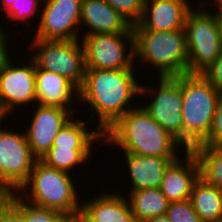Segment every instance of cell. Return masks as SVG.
<instances>
[{
    "label": "cell",
    "instance_id": "cell-24",
    "mask_svg": "<svg viewBox=\"0 0 222 222\" xmlns=\"http://www.w3.org/2000/svg\"><path fill=\"white\" fill-rule=\"evenodd\" d=\"M93 148H59L51 147L40 159L46 165L60 171L71 173L77 166L86 163L91 158Z\"/></svg>",
    "mask_w": 222,
    "mask_h": 222
},
{
    "label": "cell",
    "instance_id": "cell-6",
    "mask_svg": "<svg viewBox=\"0 0 222 222\" xmlns=\"http://www.w3.org/2000/svg\"><path fill=\"white\" fill-rule=\"evenodd\" d=\"M208 7L213 6L211 4L198 6L194 10L192 8L185 19L189 74H201L222 53L218 11L210 10Z\"/></svg>",
    "mask_w": 222,
    "mask_h": 222
},
{
    "label": "cell",
    "instance_id": "cell-29",
    "mask_svg": "<svg viewBox=\"0 0 222 222\" xmlns=\"http://www.w3.org/2000/svg\"><path fill=\"white\" fill-rule=\"evenodd\" d=\"M166 216L171 222H201L190 199L170 202Z\"/></svg>",
    "mask_w": 222,
    "mask_h": 222
},
{
    "label": "cell",
    "instance_id": "cell-23",
    "mask_svg": "<svg viewBox=\"0 0 222 222\" xmlns=\"http://www.w3.org/2000/svg\"><path fill=\"white\" fill-rule=\"evenodd\" d=\"M190 151L197 160L199 178L222 191V153L206 146H195Z\"/></svg>",
    "mask_w": 222,
    "mask_h": 222
},
{
    "label": "cell",
    "instance_id": "cell-38",
    "mask_svg": "<svg viewBox=\"0 0 222 222\" xmlns=\"http://www.w3.org/2000/svg\"><path fill=\"white\" fill-rule=\"evenodd\" d=\"M4 120H7V119H4V118L2 117V115L0 114V123L3 122Z\"/></svg>",
    "mask_w": 222,
    "mask_h": 222
},
{
    "label": "cell",
    "instance_id": "cell-19",
    "mask_svg": "<svg viewBox=\"0 0 222 222\" xmlns=\"http://www.w3.org/2000/svg\"><path fill=\"white\" fill-rule=\"evenodd\" d=\"M35 76L37 104L73 109L72 104L78 99V89L69 80L58 73L39 69L36 65Z\"/></svg>",
    "mask_w": 222,
    "mask_h": 222
},
{
    "label": "cell",
    "instance_id": "cell-32",
    "mask_svg": "<svg viewBox=\"0 0 222 222\" xmlns=\"http://www.w3.org/2000/svg\"><path fill=\"white\" fill-rule=\"evenodd\" d=\"M1 24V21H0ZM7 32L5 31V27L0 25V61L6 60L10 55V46L8 45L9 39L7 37ZM9 47V49H8ZM9 52V53H8Z\"/></svg>",
    "mask_w": 222,
    "mask_h": 222
},
{
    "label": "cell",
    "instance_id": "cell-4",
    "mask_svg": "<svg viewBox=\"0 0 222 222\" xmlns=\"http://www.w3.org/2000/svg\"><path fill=\"white\" fill-rule=\"evenodd\" d=\"M134 62L149 64L159 77L187 73L188 49L185 29L151 31L133 29ZM143 61V63H142Z\"/></svg>",
    "mask_w": 222,
    "mask_h": 222
},
{
    "label": "cell",
    "instance_id": "cell-11",
    "mask_svg": "<svg viewBox=\"0 0 222 222\" xmlns=\"http://www.w3.org/2000/svg\"><path fill=\"white\" fill-rule=\"evenodd\" d=\"M27 60L26 65H20L9 56L0 63V114L3 118L14 115L17 107L37 104L35 62L31 57Z\"/></svg>",
    "mask_w": 222,
    "mask_h": 222
},
{
    "label": "cell",
    "instance_id": "cell-27",
    "mask_svg": "<svg viewBox=\"0 0 222 222\" xmlns=\"http://www.w3.org/2000/svg\"><path fill=\"white\" fill-rule=\"evenodd\" d=\"M24 219L25 222H75L57 210L37 207L26 201H24Z\"/></svg>",
    "mask_w": 222,
    "mask_h": 222
},
{
    "label": "cell",
    "instance_id": "cell-15",
    "mask_svg": "<svg viewBox=\"0 0 222 222\" xmlns=\"http://www.w3.org/2000/svg\"><path fill=\"white\" fill-rule=\"evenodd\" d=\"M80 25L85 35L133 33L132 25L104 0H82ZM88 27V28H86Z\"/></svg>",
    "mask_w": 222,
    "mask_h": 222
},
{
    "label": "cell",
    "instance_id": "cell-18",
    "mask_svg": "<svg viewBox=\"0 0 222 222\" xmlns=\"http://www.w3.org/2000/svg\"><path fill=\"white\" fill-rule=\"evenodd\" d=\"M131 180L129 192L144 188H160L168 166L180 157L143 156L122 152Z\"/></svg>",
    "mask_w": 222,
    "mask_h": 222
},
{
    "label": "cell",
    "instance_id": "cell-12",
    "mask_svg": "<svg viewBox=\"0 0 222 222\" xmlns=\"http://www.w3.org/2000/svg\"><path fill=\"white\" fill-rule=\"evenodd\" d=\"M81 2L82 0H43L40 15H37L40 20L32 39H80Z\"/></svg>",
    "mask_w": 222,
    "mask_h": 222
},
{
    "label": "cell",
    "instance_id": "cell-9",
    "mask_svg": "<svg viewBox=\"0 0 222 222\" xmlns=\"http://www.w3.org/2000/svg\"><path fill=\"white\" fill-rule=\"evenodd\" d=\"M2 122L0 123V126ZM0 127V193H17L28 181L37 160L30 149L26 133ZM21 131V132H19Z\"/></svg>",
    "mask_w": 222,
    "mask_h": 222
},
{
    "label": "cell",
    "instance_id": "cell-22",
    "mask_svg": "<svg viewBox=\"0 0 222 222\" xmlns=\"http://www.w3.org/2000/svg\"><path fill=\"white\" fill-rule=\"evenodd\" d=\"M190 201L201 222L222 220V191L217 187L198 178L193 184Z\"/></svg>",
    "mask_w": 222,
    "mask_h": 222
},
{
    "label": "cell",
    "instance_id": "cell-16",
    "mask_svg": "<svg viewBox=\"0 0 222 222\" xmlns=\"http://www.w3.org/2000/svg\"><path fill=\"white\" fill-rule=\"evenodd\" d=\"M114 192H103L91 200L86 199V202L81 200V213L77 222H135L128 198Z\"/></svg>",
    "mask_w": 222,
    "mask_h": 222
},
{
    "label": "cell",
    "instance_id": "cell-30",
    "mask_svg": "<svg viewBox=\"0 0 222 222\" xmlns=\"http://www.w3.org/2000/svg\"><path fill=\"white\" fill-rule=\"evenodd\" d=\"M220 144H222V96L217 103L211 131L207 138L197 146L217 148Z\"/></svg>",
    "mask_w": 222,
    "mask_h": 222
},
{
    "label": "cell",
    "instance_id": "cell-31",
    "mask_svg": "<svg viewBox=\"0 0 222 222\" xmlns=\"http://www.w3.org/2000/svg\"><path fill=\"white\" fill-rule=\"evenodd\" d=\"M201 75L222 92V53Z\"/></svg>",
    "mask_w": 222,
    "mask_h": 222
},
{
    "label": "cell",
    "instance_id": "cell-8",
    "mask_svg": "<svg viewBox=\"0 0 222 222\" xmlns=\"http://www.w3.org/2000/svg\"><path fill=\"white\" fill-rule=\"evenodd\" d=\"M158 79L159 86L156 85L154 88L149 87L148 84L147 86L141 84L139 97L141 95L147 99L151 97V101L149 100L146 105L144 103L142 107L159 125L183 145L182 75L159 77Z\"/></svg>",
    "mask_w": 222,
    "mask_h": 222
},
{
    "label": "cell",
    "instance_id": "cell-36",
    "mask_svg": "<svg viewBox=\"0 0 222 222\" xmlns=\"http://www.w3.org/2000/svg\"><path fill=\"white\" fill-rule=\"evenodd\" d=\"M216 5V10L222 12V0H218L213 6Z\"/></svg>",
    "mask_w": 222,
    "mask_h": 222
},
{
    "label": "cell",
    "instance_id": "cell-14",
    "mask_svg": "<svg viewBox=\"0 0 222 222\" xmlns=\"http://www.w3.org/2000/svg\"><path fill=\"white\" fill-rule=\"evenodd\" d=\"M189 5L188 0H145L141 19L132 26V29H184L187 13L192 9Z\"/></svg>",
    "mask_w": 222,
    "mask_h": 222
},
{
    "label": "cell",
    "instance_id": "cell-21",
    "mask_svg": "<svg viewBox=\"0 0 222 222\" xmlns=\"http://www.w3.org/2000/svg\"><path fill=\"white\" fill-rule=\"evenodd\" d=\"M128 194L135 222H147L154 217L166 215L170 202L160 188H144Z\"/></svg>",
    "mask_w": 222,
    "mask_h": 222
},
{
    "label": "cell",
    "instance_id": "cell-35",
    "mask_svg": "<svg viewBox=\"0 0 222 222\" xmlns=\"http://www.w3.org/2000/svg\"><path fill=\"white\" fill-rule=\"evenodd\" d=\"M210 1H211V3L213 2L212 4H215L218 0H214V1L210 0ZM210 1L207 0V2H206L205 0H198L195 3H197V6H207L208 2H210Z\"/></svg>",
    "mask_w": 222,
    "mask_h": 222
},
{
    "label": "cell",
    "instance_id": "cell-25",
    "mask_svg": "<svg viewBox=\"0 0 222 222\" xmlns=\"http://www.w3.org/2000/svg\"><path fill=\"white\" fill-rule=\"evenodd\" d=\"M0 2L1 12L5 13L7 20L10 19V22H16V24L26 23L25 27L28 28L32 25L31 19H37L36 15L40 14L43 0H0Z\"/></svg>",
    "mask_w": 222,
    "mask_h": 222
},
{
    "label": "cell",
    "instance_id": "cell-26",
    "mask_svg": "<svg viewBox=\"0 0 222 222\" xmlns=\"http://www.w3.org/2000/svg\"><path fill=\"white\" fill-rule=\"evenodd\" d=\"M0 222H25L24 200L18 193L0 197Z\"/></svg>",
    "mask_w": 222,
    "mask_h": 222
},
{
    "label": "cell",
    "instance_id": "cell-2",
    "mask_svg": "<svg viewBox=\"0 0 222 222\" xmlns=\"http://www.w3.org/2000/svg\"><path fill=\"white\" fill-rule=\"evenodd\" d=\"M138 105V106H137ZM104 133V143L143 156L179 157L184 146L159 125L139 103ZM140 105V106H139Z\"/></svg>",
    "mask_w": 222,
    "mask_h": 222
},
{
    "label": "cell",
    "instance_id": "cell-7",
    "mask_svg": "<svg viewBox=\"0 0 222 222\" xmlns=\"http://www.w3.org/2000/svg\"><path fill=\"white\" fill-rule=\"evenodd\" d=\"M31 58L39 69L58 73L69 80L77 89L85 76L84 48L81 40L31 39Z\"/></svg>",
    "mask_w": 222,
    "mask_h": 222
},
{
    "label": "cell",
    "instance_id": "cell-17",
    "mask_svg": "<svg viewBox=\"0 0 222 222\" xmlns=\"http://www.w3.org/2000/svg\"><path fill=\"white\" fill-rule=\"evenodd\" d=\"M185 162L173 161L165 170L161 192L169 202H177L190 199L194 182L199 178V167L197 160L190 150H184Z\"/></svg>",
    "mask_w": 222,
    "mask_h": 222
},
{
    "label": "cell",
    "instance_id": "cell-33",
    "mask_svg": "<svg viewBox=\"0 0 222 222\" xmlns=\"http://www.w3.org/2000/svg\"><path fill=\"white\" fill-rule=\"evenodd\" d=\"M147 222H171L166 215L154 217L153 219L148 220Z\"/></svg>",
    "mask_w": 222,
    "mask_h": 222
},
{
    "label": "cell",
    "instance_id": "cell-1",
    "mask_svg": "<svg viewBox=\"0 0 222 222\" xmlns=\"http://www.w3.org/2000/svg\"><path fill=\"white\" fill-rule=\"evenodd\" d=\"M134 69H86L84 81L78 89V101L90 106V119H98L97 127L104 133L121 116L136 106L131 105L140 96L141 82Z\"/></svg>",
    "mask_w": 222,
    "mask_h": 222
},
{
    "label": "cell",
    "instance_id": "cell-13",
    "mask_svg": "<svg viewBox=\"0 0 222 222\" xmlns=\"http://www.w3.org/2000/svg\"><path fill=\"white\" fill-rule=\"evenodd\" d=\"M29 127L25 128L33 156L40 160L52 147L54 138L63 126L76 116L75 108L36 104ZM35 111V112H34Z\"/></svg>",
    "mask_w": 222,
    "mask_h": 222
},
{
    "label": "cell",
    "instance_id": "cell-20",
    "mask_svg": "<svg viewBox=\"0 0 222 222\" xmlns=\"http://www.w3.org/2000/svg\"><path fill=\"white\" fill-rule=\"evenodd\" d=\"M76 118L75 116L69 120L54 138L52 147L59 148H92L94 143L104 141L103 133L97 128H91L89 122ZM88 123L91 130L88 131Z\"/></svg>",
    "mask_w": 222,
    "mask_h": 222
},
{
    "label": "cell",
    "instance_id": "cell-34",
    "mask_svg": "<svg viewBox=\"0 0 222 222\" xmlns=\"http://www.w3.org/2000/svg\"><path fill=\"white\" fill-rule=\"evenodd\" d=\"M218 23L220 29L221 42H222V12L220 11H218Z\"/></svg>",
    "mask_w": 222,
    "mask_h": 222
},
{
    "label": "cell",
    "instance_id": "cell-28",
    "mask_svg": "<svg viewBox=\"0 0 222 222\" xmlns=\"http://www.w3.org/2000/svg\"><path fill=\"white\" fill-rule=\"evenodd\" d=\"M114 10L121 14L132 26L137 24L142 16L145 0H104Z\"/></svg>",
    "mask_w": 222,
    "mask_h": 222
},
{
    "label": "cell",
    "instance_id": "cell-37",
    "mask_svg": "<svg viewBox=\"0 0 222 222\" xmlns=\"http://www.w3.org/2000/svg\"><path fill=\"white\" fill-rule=\"evenodd\" d=\"M217 149L222 153V144H220Z\"/></svg>",
    "mask_w": 222,
    "mask_h": 222
},
{
    "label": "cell",
    "instance_id": "cell-3",
    "mask_svg": "<svg viewBox=\"0 0 222 222\" xmlns=\"http://www.w3.org/2000/svg\"><path fill=\"white\" fill-rule=\"evenodd\" d=\"M73 181L71 174L36 160L28 181L17 193L29 204L57 210L77 222L82 204L77 192L81 191H77Z\"/></svg>",
    "mask_w": 222,
    "mask_h": 222
},
{
    "label": "cell",
    "instance_id": "cell-10",
    "mask_svg": "<svg viewBox=\"0 0 222 222\" xmlns=\"http://www.w3.org/2000/svg\"><path fill=\"white\" fill-rule=\"evenodd\" d=\"M80 40L84 48L86 69L137 68L134 64L133 33L91 34Z\"/></svg>",
    "mask_w": 222,
    "mask_h": 222
},
{
    "label": "cell",
    "instance_id": "cell-5",
    "mask_svg": "<svg viewBox=\"0 0 222 222\" xmlns=\"http://www.w3.org/2000/svg\"><path fill=\"white\" fill-rule=\"evenodd\" d=\"M183 146L186 150L200 145L209 135L217 103L222 92L201 74H182Z\"/></svg>",
    "mask_w": 222,
    "mask_h": 222
}]
</instances>
